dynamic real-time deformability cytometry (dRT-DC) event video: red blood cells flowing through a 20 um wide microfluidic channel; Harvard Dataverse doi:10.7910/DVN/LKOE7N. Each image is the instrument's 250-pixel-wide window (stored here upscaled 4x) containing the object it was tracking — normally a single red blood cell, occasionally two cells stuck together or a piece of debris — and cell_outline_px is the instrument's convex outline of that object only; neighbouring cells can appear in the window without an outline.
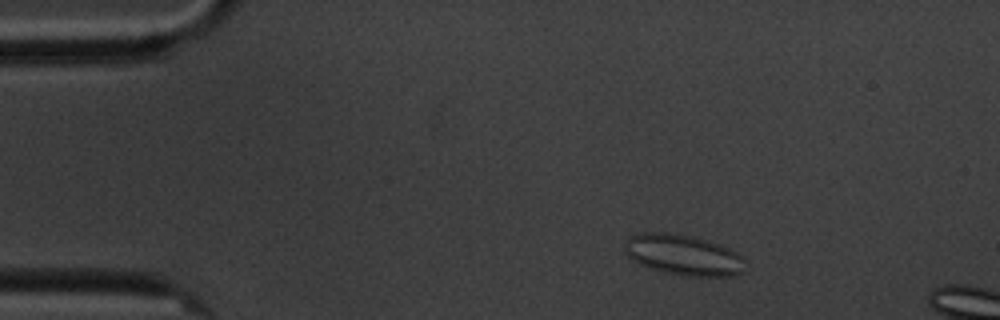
{"species": "common noctule bat (a hibernating species)", "species_latin": "Nyctalus noctula", "temperature_condition": "cold", "stored_images_in_passage": 5, "camera_frame_rate_fps": 3000, "um_per_image_px": 0.085, "animal": {"sex": "male", "body_mass_g": 20.1, "forearm_length_mm": 53.5}, "frame": {"image": 1, "passage_image": 2, "time_ms": 1.333, "image_size_px": [1000, 320], "cell_outline_px": [[748, 260], [744, 272], [732, 276], [688, 276], [664, 272], [640, 264], [632, 260], [624, 252], [624, 244], [628, 236], [640, 232], [668, 232], [692, 236], [720, 244], [744, 256]], "centroid_in_image_um": [58.11, 21.66], "position_along_channel_um": 26.9, "area_um2": 29.02}}